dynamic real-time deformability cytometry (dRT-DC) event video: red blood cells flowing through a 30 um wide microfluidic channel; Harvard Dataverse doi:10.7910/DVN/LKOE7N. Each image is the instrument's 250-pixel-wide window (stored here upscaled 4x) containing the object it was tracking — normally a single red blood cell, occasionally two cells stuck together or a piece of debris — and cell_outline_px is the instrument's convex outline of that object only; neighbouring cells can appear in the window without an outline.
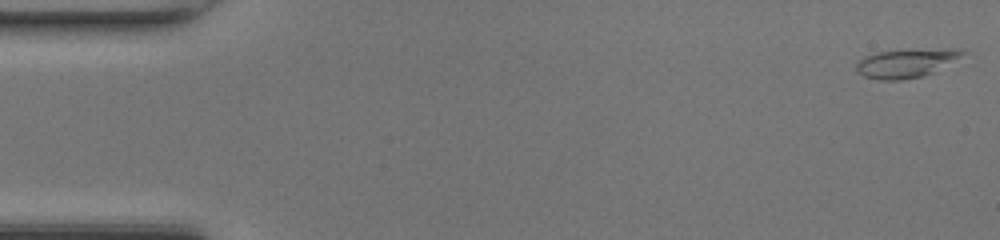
{"species": "common noctule bat (a hibernating species)", "species_latin": "Nyctalus noctula", "temperature_condition": "room temperature", "stored_images_in_passage": 48, "camera_frame_rate_fps": 3000, "um_per_image_px": 0.085, "animal": {"sex": "female", "body_mass_g": 17.0, "forearm_length_mm": 48.0}, "frame": {"image": 1, "passage_image": 1, "time_ms": 0.0, "image_size_px": [1000, 240], "cell_outline_px": [[964, 52], [932, 72], [924, 76], [900, 80], [880, 80], [864, 76], [856, 72], [856, 64], [860, 60], [868, 56], [880, 52]], "centroid_in_image_um": [76.73, 5.48], "position_along_channel_um": 8.3, "area_um2": 15.61}}
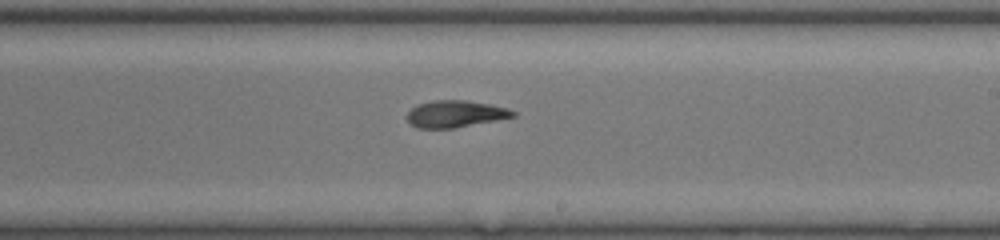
{"frame": {"image": 2, "passage_image": 28, "time_ms": 9.0, "image_size_px": [1000, 240], "cell_outline_px": [[516, 116], [496, 120], [452, 128], [416, 128], [408, 120], [408, 112], [412, 108], [420, 104], [436, 100], [464, 100], [488, 104], [504, 108], [516, 112]], "centroid_in_image_um": [38.69, 9.68], "position_along_channel_um": 250.3, "area_um2": 16.13}}
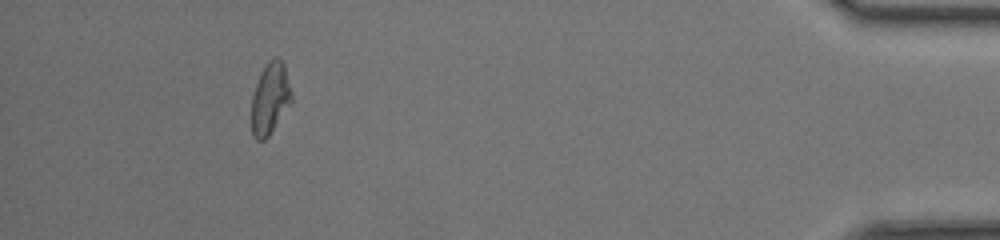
{"frame": {"image": 3, "passage_image": 44, "time_ms": 14.333, "image_size_px": [1000, 240], "cell_outline_px": [[292, 100], [268, 136], [264, 140], [256, 140], [252, 136], [252, 96], [260, 72], [268, 60], [276, 56], [284, 64], [292, 92]], "centroid_in_image_um": [22.95, 8.34], "position_along_channel_um": 412.3, "area_um2": 16.53}, "authors_computed_cell_mechanics": {"area_um2": 16.6464, "velocity_mm_per_s": 4.3208, "shape_relaxation_time_tau1_ms": 8.4394, "shape_relaxation_time_tau2_ms": 3.8708, "deformation_change_tau1": 0.2553, "deformation_change_tau2": 0.1067}}